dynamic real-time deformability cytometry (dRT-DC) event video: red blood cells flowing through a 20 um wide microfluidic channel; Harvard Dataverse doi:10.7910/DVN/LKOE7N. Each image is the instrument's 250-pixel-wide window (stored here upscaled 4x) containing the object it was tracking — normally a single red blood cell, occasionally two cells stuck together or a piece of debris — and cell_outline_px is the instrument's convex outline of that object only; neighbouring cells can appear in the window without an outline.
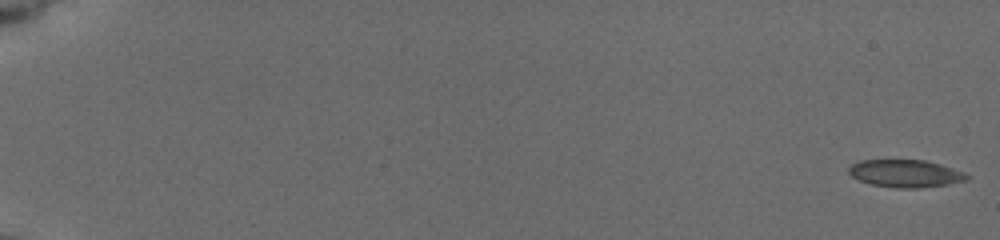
{"species": "common noctule bat (a hibernating species)", "species_latin": "Nyctalus noctula", "temperature_condition": "cold", "stored_images_in_passage": 45, "camera_frame_rate_fps": 3000, "um_per_image_px": 0.085, "animal": {"sex": "female", "body_mass_g": 19.5, "forearm_length_mm": 54.1}, "frame": {"image": 1, "passage_image": 1, "time_ms": 0.0, "image_size_px": [1000, 240], "cell_outline_px": [[972, 176], [968, 180], [948, 184], [920, 188], [896, 188], [872, 184], [860, 180], [852, 176], [848, 172], [848, 168], [852, 164], [860, 160], [924, 160], [940, 164], [964, 172]], "centroid_in_image_um": [76.99, 14.75], "position_along_channel_um": 8.0, "area_um2": 18.96}}
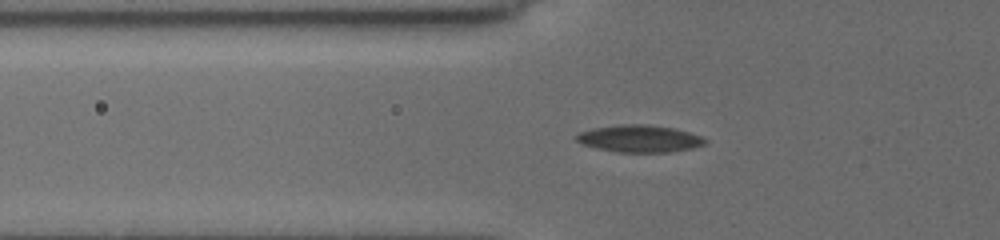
{"frame": {"image": 2, "passage_image": 39, "time_ms": 7.0, "image_size_px": [1000, 240], "cell_outline_px": [[708, 140], [704, 144], [692, 148], [668, 152], [616, 152], [596, 148], [584, 144], [576, 140], [576, 136], [580, 132], [592, 128], [620, 124], [648, 124], [672, 128], [704, 136]], "centroid_in_image_um": [54.37, 11.78], "position_along_channel_um": 71.4, "area_um2": 20.35}}
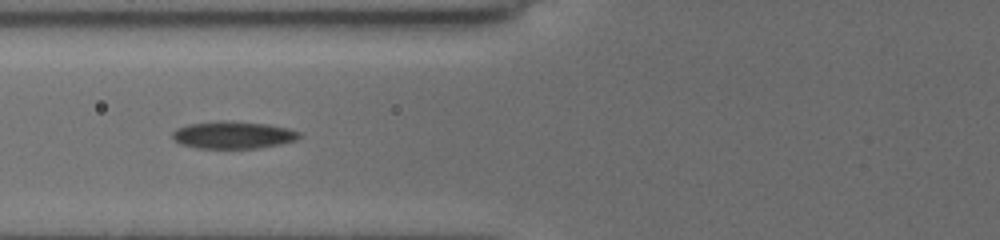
{"frame": {"image": 3, "passage_image": 44, "time_ms": 8.0, "image_size_px": [1000, 240], "cell_outline_px": [[300, 136], [296, 140], [280, 144], [260, 148], [196, 148], [180, 144], [172, 136], [172, 132], [176, 128], [188, 124], [216, 120], [228, 120], [268, 124], [288, 128], [300, 132]], "centroid_in_image_um": [19.8, 11.46], "position_along_channel_um": 106.0, "area_um2": 20.4}}